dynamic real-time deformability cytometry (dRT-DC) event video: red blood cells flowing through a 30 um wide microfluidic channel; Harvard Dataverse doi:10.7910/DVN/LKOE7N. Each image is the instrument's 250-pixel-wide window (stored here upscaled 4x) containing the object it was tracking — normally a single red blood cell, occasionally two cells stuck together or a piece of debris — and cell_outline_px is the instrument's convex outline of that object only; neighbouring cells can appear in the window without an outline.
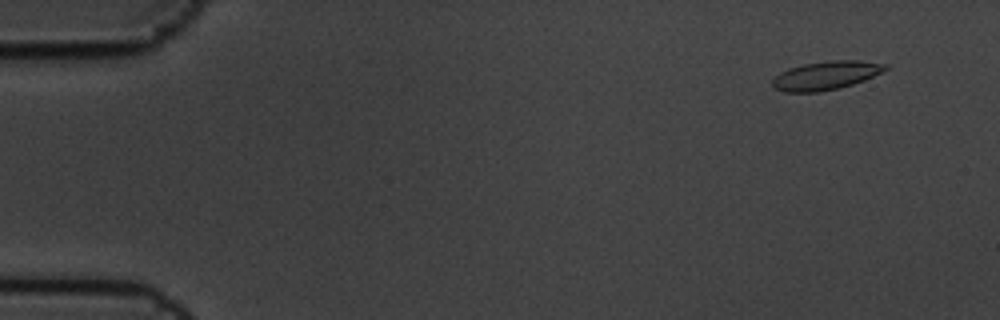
{"species": "common noctule bat (a hibernating species)", "species_latin": "Nyctalus noctula", "temperature_condition": "cold", "stored_images_in_passage": 5, "camera_frame_rate_fps": 3000, "um_per_image_px": 0.085, "animal": {"sex": "male", "body_mass_g": 19.5, "forearm_length_mm": 54.6}, "frame": {"image": 1, "passage_image": 2, "time_ms": 0.333, "image_size_px": [1000, 320], "cell_outline_px": [[888, 68], [864, 80], [840, 88], [820, 92], [784, 92], [772, 88], [772, 80], [780, 72], [788, 68], [804, 64], [832, 60], [856, 60], [888, 64]], "centroid_in_image_um": [70.16, 6.42], "position_along_channel_um": 14.8, "area_um2": 18.79}}
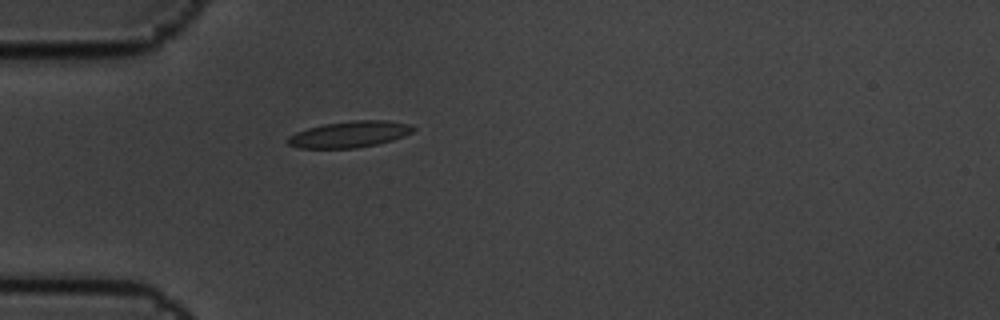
{"frame": {"image": 2, "passage_image": 5, "time_ms": 1.333, "image_size_px": [1000, 320], "cell_outline_px": [[416, 128], [412, 132], [404, 136], [392, 140], [376, 144], [356, 148], [300, 148], [288, 144], [288, 136], [296, 132], [308, 128], [324, 124], [352, 120], [388, 120], [412, 124]], "centroid_in_image_um": [29.75, 11.4], "position_along_channel_um": 55.3, "area_um2": 19.25}}